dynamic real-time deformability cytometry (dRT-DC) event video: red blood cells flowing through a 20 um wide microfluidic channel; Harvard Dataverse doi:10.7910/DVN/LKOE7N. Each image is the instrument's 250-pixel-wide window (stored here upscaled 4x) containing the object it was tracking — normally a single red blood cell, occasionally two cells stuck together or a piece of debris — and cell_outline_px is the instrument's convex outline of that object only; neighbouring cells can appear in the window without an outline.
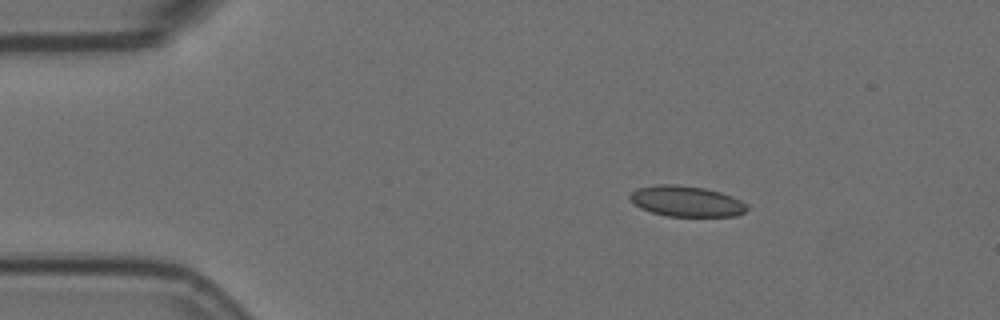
{"species": "Egyptian fruit bat (a non-hibernating species)", "species_latin": "Rousettus aegyptiacus", "temperature_condition": "room temperature", "stored_images_in_passage": 3, "camera_frame_rate_fps": 3000, "um_per_image_px": 0.085, "animal": {"sex": "female"}, "frame": {"image": 1, "passage_image": 1, "time_ms": 0.0, "image_size_px": [1000, 320], "cell_outline_px": [[748, 208], [744, 212], [736, 216], [668, 216], [652, 212], [640, 208], [628, 196], [636, 188], [656, 184], [676, 184], [704, 188], [720, 192], [732, 196], [748, 204]], "centroid_in_image_um": [58.35, 17.1], "position_along_channel_um": 26.6, "area_um2": 20.92}}